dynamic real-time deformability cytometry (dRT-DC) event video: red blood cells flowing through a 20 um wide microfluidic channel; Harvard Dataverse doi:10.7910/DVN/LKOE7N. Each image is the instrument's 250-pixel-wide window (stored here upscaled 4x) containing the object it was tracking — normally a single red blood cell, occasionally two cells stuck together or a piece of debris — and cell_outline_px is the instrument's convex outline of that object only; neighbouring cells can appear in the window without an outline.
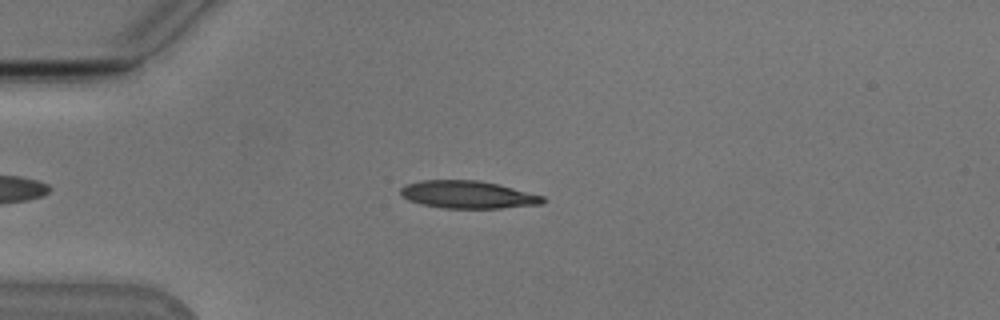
{"species": "Egyptian fruit bat (a non-hibernating species)", "species_latin": "Rousettus aegyptiacus", "temperature_condition": "cold", "stored_images_in_passage": 50, "camera_frame_rate_fps": 3000, "um_per_image_px": 0.085, "animal": {"sex": "male"}, "frame": {"image": 1, "passage_image": 11, "time_ms": 3.333, "image_size_px": [1000, 320], "cell_outline_px": [[544, 204], [500, 208], [444, 208], [420, 204], [408, 200], [400, 192], [400, 188], [404, 184], [420, 180], [476, 180], [496, 184], [544, 196]], "centroid_in_image_um": [39.73, 16.54], "position_along_channel_um": 45.3, "area_um2": 22.77}}
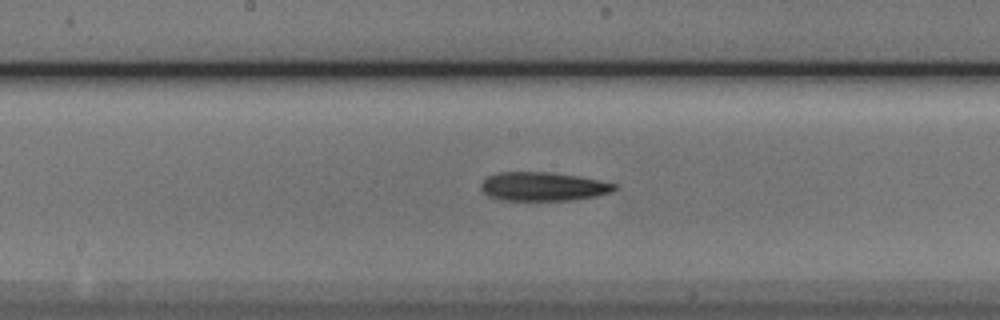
{"frame": {"image": 2, "passage_image": 25, "time_ms": 8.0, "image_size_px": [1000, 320], "cell_outline_px": [[620, 188], [612, 192], [596, 196], [572, 200], [500, 200], [488, 196], [480, 188], [480, 184], [488, 176], [496, 172], [548, 172], [576, 176], [616, 184]], "centroid_in_image_um": [46.14, 15.86], "position_along_channel_um": 202.1, "area_um2": 22.37}}
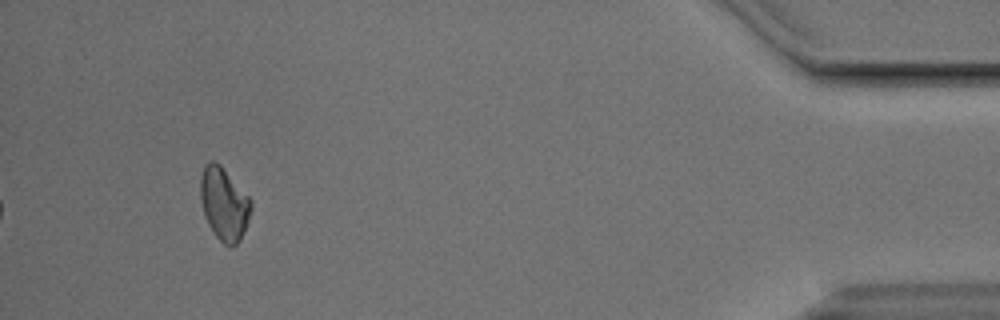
{"frame": {"image": 3, "passage_image": 47, "time_ms": 15.333, "image_size_px": [1000, 320], "cell_outline_px": [[252, 208], [248, 220], [240, 240], [232, 248], [228, 248], [216, 236], [208, 224], [204, 216], [200, 200], [200, 176], [204, 168], [212, 160], [216, 160], [220, 164], [252, 200]], "centroid_in_image_um": [19.04, 17.34], "position_along_channel_um": 416.2, "area_um2": 21.56}, "authors_computed_cell_mechanics": {"area_um2": 22.1952, "velocity_mm_per_s": 3.8294, "shape_relaxation_time_tau1_ms": 3.7607, "shape_relaxation_time_tau2_ms": null, "deformation_change_tau1": 0.1229, "deformation_change_tau2": null}}